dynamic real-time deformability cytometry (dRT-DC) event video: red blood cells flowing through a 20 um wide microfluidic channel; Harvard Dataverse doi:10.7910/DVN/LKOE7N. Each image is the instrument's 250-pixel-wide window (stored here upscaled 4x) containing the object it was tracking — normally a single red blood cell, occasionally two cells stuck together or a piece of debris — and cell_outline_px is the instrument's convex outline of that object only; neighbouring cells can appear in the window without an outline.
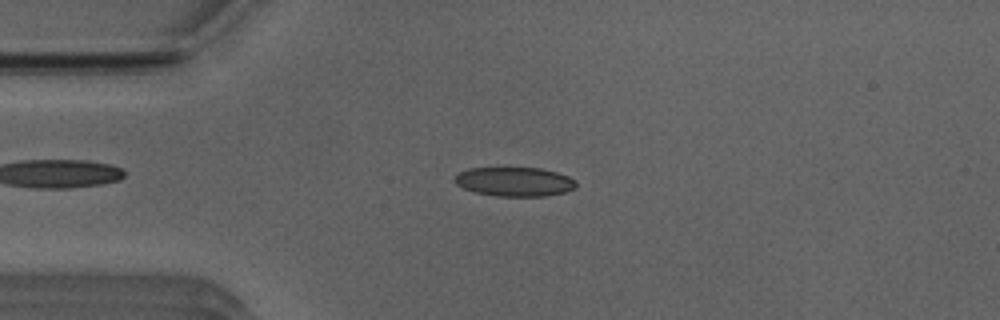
{"species": "Egyptian fruit bat (a non-hibernating species)", "species_latin": "Rousettus aegyptiacus", "temperature_condition": "room temperature", "stored_images_in_passage": 51, "camera_frame_rate_fps": 3000, "um_per_image_px": 0.085, "animal": {"sex": "male"}, "frame": {"image": 1, "passage_image": 11, "time_ms": 3.333, "image_size_px": [1000, 320], "cell_outline_px": [[576, 188], [564, 192], [544, 196], [496, 196], [476, 192], [464, 188], [456, 184], [452, 180], [460, 172], [468, 168], [540, 168], [556, 172], [568, 176], [576, 180]], "centroid_in_image_um": [43.74, 15.44], "position_along_channel_um": 41.3, "area_um2": 20.58}}
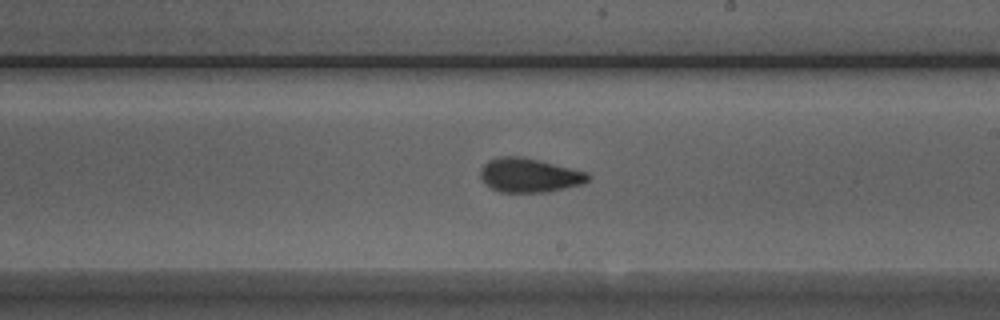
{"frame": {"image": 2, "passage_image": 28, "time_ms": 9.0, "image_size_px": [1000, 320], "cell_outline_px": [[592, 176], [584, 184], [548, 192], [500, 192], [484, 184], [480, 176], [480, 168], [488, 160], [500, 156], [520, 156], [588, 172]], "centroid_in_image_um": [44.99, 14.9], "position_along_channel_um": 244.0, "area_um2": 21.5}}
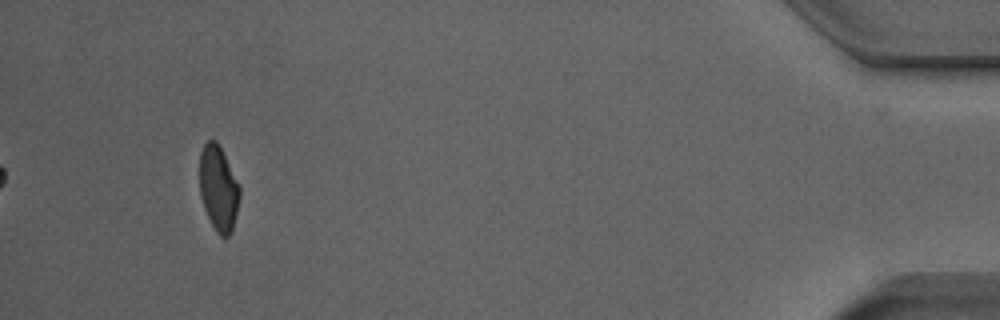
{"frame": {"image": 3, "passage_image": 47, "time_ms": 15.333, "image_size_px": [1000, 320], "cell_outline_px": [[240, 196], [232, 232], [228, 236], [220, 236], [216, 232], [204, 208], [200, 196], [200, 152], [204, 144], [208, 140], [216, 140], [240, 188]], "centroid_in_image_um": [18.56, 16.04], "position_along_channel_um": 416.6, "area_um2": 19.54}, "authors_computed_cell_mechanics": {"area_um2": 20.9236, "velocity_mm_per_s": 3.9525, "shape_relaxation_time_tau1_ms": 6.5768, "shape_relaxation_time_tau2_ms": 1.4456, "deformation_change_tau1": 0.1779, "deformation_change_tau2": 0.0698}}